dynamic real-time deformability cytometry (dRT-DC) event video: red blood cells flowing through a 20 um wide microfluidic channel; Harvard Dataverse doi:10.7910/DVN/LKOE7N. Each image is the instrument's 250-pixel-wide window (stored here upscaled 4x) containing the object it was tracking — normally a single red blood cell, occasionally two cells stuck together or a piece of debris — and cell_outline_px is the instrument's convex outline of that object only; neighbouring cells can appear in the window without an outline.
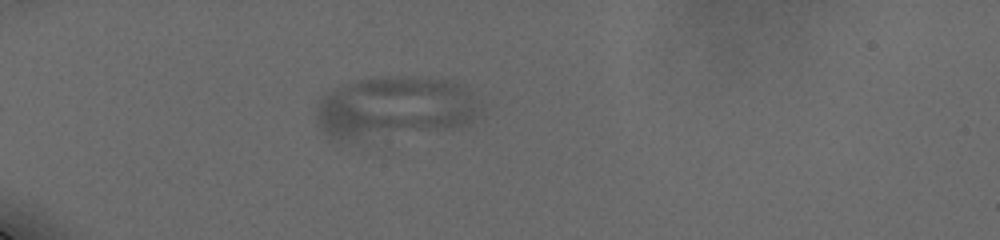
{"species": "human", "species_latin": "Homo sapiens", "temperature_condition": "cold", "stored_images_in_passage": 6, "camera_frame_rate_fps": 3000, "um_per_image_px": 0.085, "donor": {"sex": "male"}, "frame": {"image": 1, "passage_image": 1, "time_ms": 0.0, "image_size_px": [1000, 240], "cell_outline_px": [[476, 116], [468, 124], [372, 144], [360, 144], [328, 140], [316, 124], [316, 108], [320, 100], [332, 88], [340, 84], [352, 80], [372, 76], [408, 76], [448, 80], [464, 84], [476, 108]], "centroid_in_image_um": [33.35, 9.23], "position_along_channel_um": 51.7, "area_um2": 62.02}}